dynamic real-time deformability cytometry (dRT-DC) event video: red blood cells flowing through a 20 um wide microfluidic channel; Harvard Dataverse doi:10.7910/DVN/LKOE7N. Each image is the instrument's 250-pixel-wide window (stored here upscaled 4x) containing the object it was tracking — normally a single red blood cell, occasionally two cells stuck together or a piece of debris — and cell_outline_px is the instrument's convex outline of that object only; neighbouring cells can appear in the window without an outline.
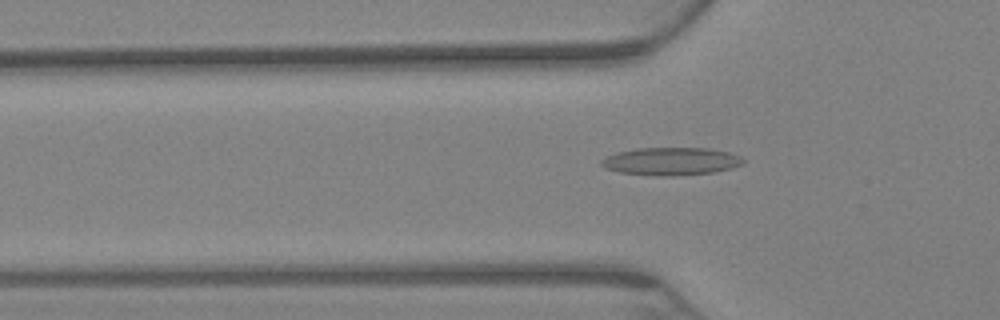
{"species": "Egyptian fruit bat (a non-hibernating species)", "species_latin": "Rousettus aegyptiacus", "temperature_condition": "warm", "stored_images_in_passage": 70, "camera_frame_rate_fps": 3000, "um_per_image_px": 0.085, "animal": {"sex": "female"}, "frame": {"image": 1, "passage_image": 23, "time_ms": 7.333, "image_size_px": [1000, 320], "cell_outline_px": [[744, 164], [732, 168], [712, 172], [672, 176], [656, 176], [620, 172], [604, 168], [600, 164], [600, 160], [616, 152], [636, 148], [708, 148], [728, 152], [740, 156], [744, 160]], "centroid_in_image_um": [57.02, 13.71], "position_along_channel_um": 68.8, "area_um2": 23.0}}
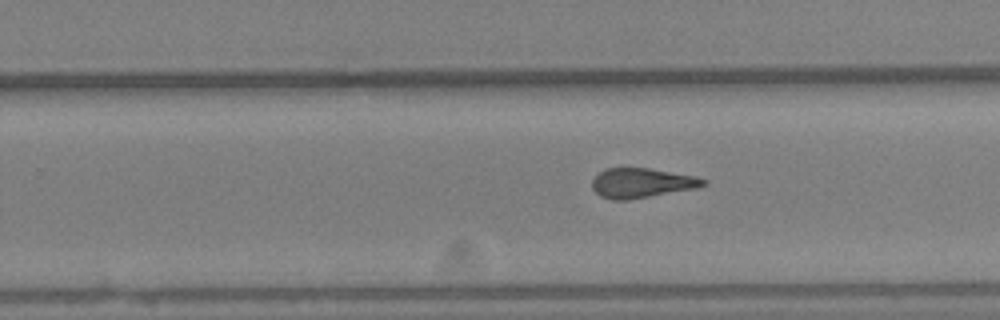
{"frame": {"image": 2, "passage_image": 44, "time_ms": 14.333, "image_size_px": [1000, 320], "cell_outline_px": [[708, 184], [696, 188], [628, 200], [612, 200], [600, 196], [592, 188], [592, 180], [604, 168], [648, 168], [692, 176], [708, 180]], "centroid_in_image_um": [54.52, 15.56], "position_along_channel_um": 275.3, "area_um2": 19.07}}
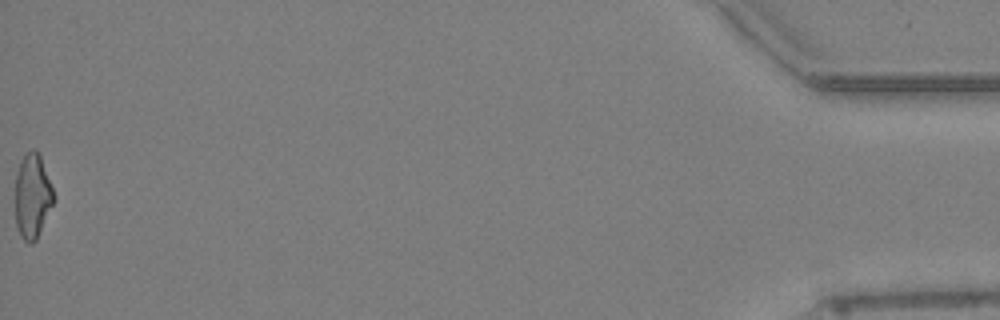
{"frame": {"image": 3, "passage_image": 70, "time_ms": 23.0, "image_size_px": [1000, 320], "cell_outline_px": [[56, 200], [36, 240], [32, 244], [28, 244], [20, 236], [16, 224], [16, 172], [24, 152], [32, 148], [36, 148], [40, 156], [52, 188]], "centroid_in_image_um": [2.76, 16.67], "position_along_channel_um": 432.4, "area_um2": 19.13}, "authors_computed_cell_mechanics": {"area_um2": 20.0566, "velocity_mm_per_s": 2.9568, "shape_relaxation_time_tau1_ms": null, "shape_relaxation_time_tau2_ms": 2.6083, "deformation_change_tau1": null, "deformation_change_tau2": 0.119}}